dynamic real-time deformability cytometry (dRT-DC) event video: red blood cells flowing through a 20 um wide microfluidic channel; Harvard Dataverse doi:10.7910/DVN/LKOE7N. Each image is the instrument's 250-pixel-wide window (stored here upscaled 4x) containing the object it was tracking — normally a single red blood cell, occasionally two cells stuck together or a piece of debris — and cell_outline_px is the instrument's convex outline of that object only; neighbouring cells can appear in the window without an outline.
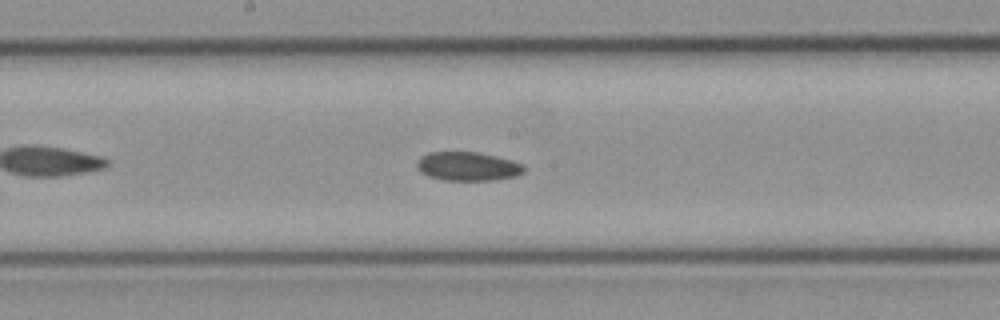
{"species": "common noctule bat (a hibernating species)", "species_latin": "Nyctalus noctula", "temperature_condition": "cold", "stored_images_in_passage": 13, "camera_frame_rate_fps": 3000, "um_per_image_px": 0.085, "animal": {"sex": "female", "body_mass_g": 21.9}, "frame": {"image": 1, "passage_image": 10, "time_ms": 3.0, "image_size_px": [1000, 320], "cell_outline_px": [[528, 168], [524, 172], [516, 176], [492, 180], [444, 180], [428, 176], [420, 172], [416, 168], [416, 164], [420, 156], [428, 152], [480, 152], [512, 160], [524, 164]], "centroid_in_image_um": [39.77, 14.13], "position_along_channel_um": 208.4, "area_um2": 18.26}}